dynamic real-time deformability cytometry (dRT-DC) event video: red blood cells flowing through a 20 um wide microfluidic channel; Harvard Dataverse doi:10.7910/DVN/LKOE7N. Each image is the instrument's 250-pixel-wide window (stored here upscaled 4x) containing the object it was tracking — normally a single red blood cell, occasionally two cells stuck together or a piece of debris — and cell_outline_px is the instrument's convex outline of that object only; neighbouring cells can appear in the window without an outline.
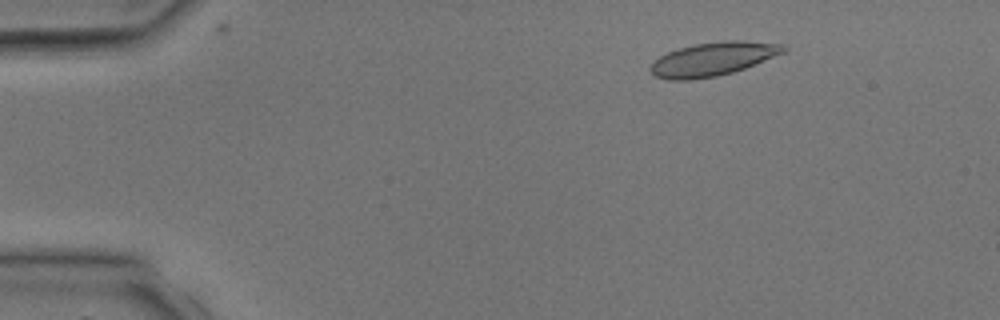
{"species": "common noctule bat (a hibernating species)", "species_latin": "Nyctalus noctula", "temperature_condition": "room temperature", "stored_images_in_passage": 4, "camera_frame_rate_fps": 3000, "um_per_image_px": 0.085, "animal": {"sex": "male", "body_mass_g": 17.9, "forearm_length_mm": 54.2}, "frame": {"image": 1, "passage_image": 2, "time_ms": 1.333, "image_size_px": [1000, 320], "cell_outline_px": [[788, 48], [784, 52], [744, 68], [732, 72], [716, 76], [692, 80], [668, 80], [656, 76], [648, 68], [660, 56], [668, 52], [680, 48], [696, 44], [720, 40], [744, 40], [784, 44]], "centroid_in_image_um": [60.61, 5.01], "position_along_channel_um": 24.4, "area_um2": 25.89}}